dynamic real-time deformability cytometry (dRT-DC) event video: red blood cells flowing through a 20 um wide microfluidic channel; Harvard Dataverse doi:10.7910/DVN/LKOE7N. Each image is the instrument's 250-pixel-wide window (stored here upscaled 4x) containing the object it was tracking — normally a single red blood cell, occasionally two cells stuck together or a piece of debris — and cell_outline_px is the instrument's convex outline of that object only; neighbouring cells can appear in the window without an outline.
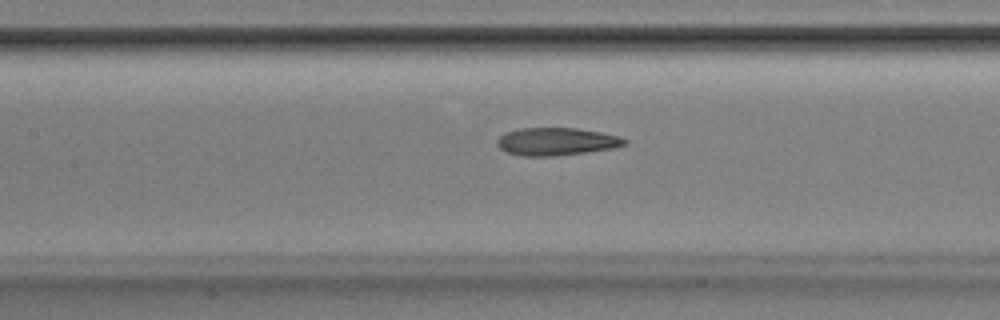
{"species": "Egyptian fruit bat (a non-hibernating species)", "species_latin": "Rousettus aegyptiacus", "temperature_condition": "room temperature", "stored_images_in_passage": 52, "camera_frame_rate_fps": 3000, "um_per_image_px": 0.085, "animal": {"sex": "male"}, "frame": {"image": 1, "passage_image": 24, "time_ms": 7.667, "image_size_px": [1000, 320], "cell_outline_px": [[628, 144], [612, 148], [556, 156], [520, 156], [508, 152], [500, 148], [496, 144], [496, 140], [504, 132], [520, 128], [576, 128], [600, 132], [620, 136], [628, 140]], "centroid_in_image_um": [47.28, 12.03], "position_along_channel_um": 160.1, "area_um2": 20.63}}
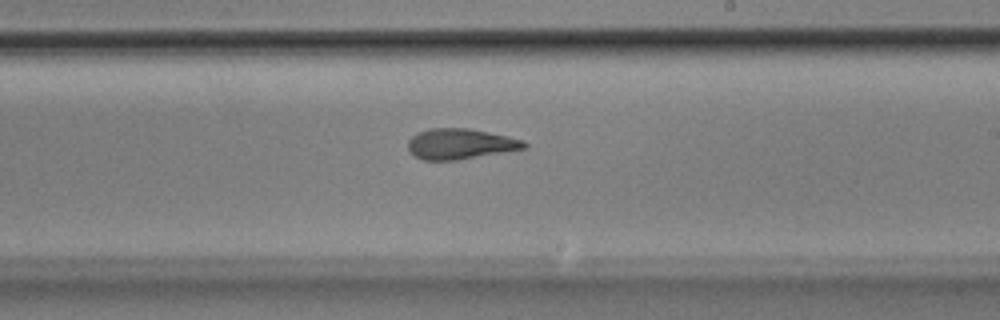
{"frame": {"image": 2, "passage_image": 31, "time_ms": 10.0, "image_size_px": [1000, 320], "cell_outline_px": [[528, 148], [456, 160], [424, 160], [408, 152], [408, 140], [412, 136], [420, 132], [432, 128], [468, 128], [508, 136], [524, 140], [528, 144]], "centroid_in_image_um": [39.14, 12.23], "position_along_channel_um": 249.9, "area_um2": 20.63}}
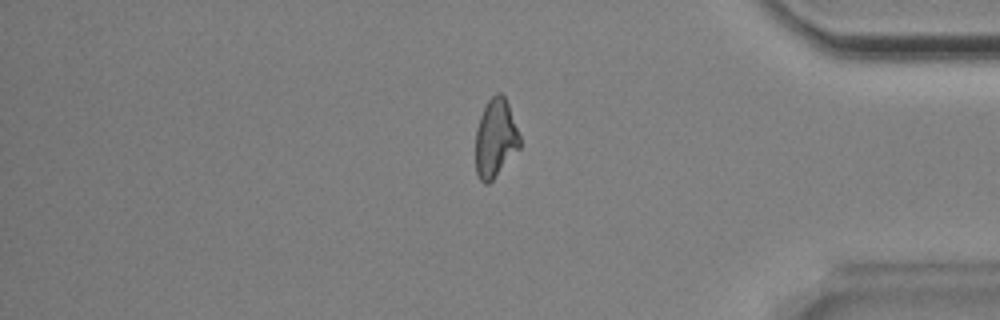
{"frame": {"image": 3, "passage_image": 44, "time_ms": 14.333, "image_size_px": [1000, 320], "cell_outline_px": [[520, 148], [492, 180], [488, 184], [484, 184], [480, 180], [476, 172], [476, 128], [480, 116], [488, 100], [496, 92], [500, 92], [504, 96], [508, 104], [520, 136]], "centroid_in_image_um": [42.11, 11.75], "position_along_channel_um": 393.1, "area_um2": 20.11}, "authors_computed_cell_mechanics": {"area_um2": 20.8947, "velocity_mm_per_s": 3.8606, "shape_relaxation_time_tau1_ms": 4.8623, "shape_relaxation_time_tau2_ms": 2.2646, "deformation_change_tau1": 0.1818, "deformation_change_tau2": 0.118}}